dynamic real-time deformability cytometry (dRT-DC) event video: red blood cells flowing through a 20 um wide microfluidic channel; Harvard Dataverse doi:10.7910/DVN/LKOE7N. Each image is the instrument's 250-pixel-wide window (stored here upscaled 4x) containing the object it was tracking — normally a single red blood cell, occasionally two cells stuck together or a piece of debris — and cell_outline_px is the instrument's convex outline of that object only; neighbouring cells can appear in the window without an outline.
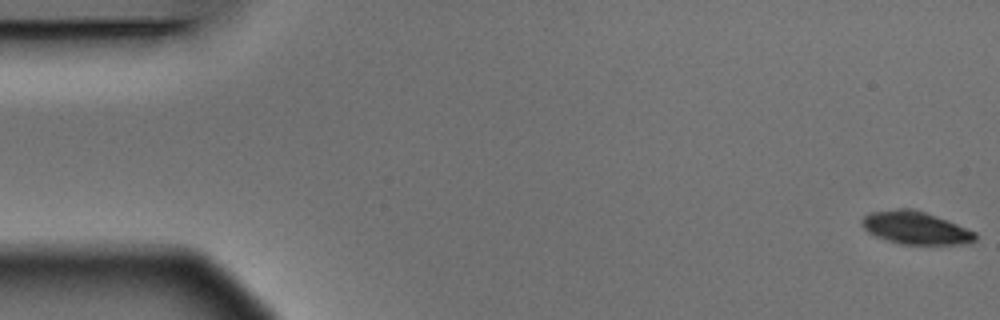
{"species": "Egyptian fruit bat (a non-hibernating species)", "species_latin": "Rousettus aegyptiacus", "temperature_condition": "warm", "stored_images_in_passage": 6, "camera_frame_rate_fps": 3000, "um_per_image_px": 0.085, "animal": {"sex": "male"}, "frame": {"image": 1, "passage_image": 1, "time_ms": 0.0, "image_size_px": [1000, 320], "cell_outline_px": [[976, 240], [964, 244], [900, 244], [876, 236], [868, 232], [860, 224], [860, 220], [864, 216], [872, 212], [900, 208], [924, 212], [936, 216], [976, 232]], "centroid_in_image_um": [77.8, 19.38], "position_along_channel_um": 7.2, "area_um2": 21.27}}
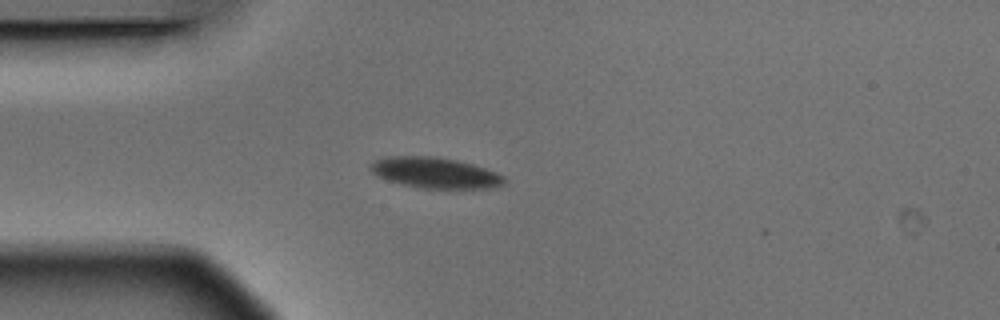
{"frame": {"image": 2, "passage_image": 5, "time_ms": 1.333, "image_size_px": [1000, 320], "cell_outline_px": [[504, 184], [496, 188], [416, 188], [388, 180], [376, 176], [368, 168], [368, 164], [384, 156], [432, 156], [456, 160], [472, 164], [496, 172], [504, 176]], "centroid_in_image_um": [36.94, 14.69], "position_along_channel_um": 48.1, "area_um2": 24.1}}